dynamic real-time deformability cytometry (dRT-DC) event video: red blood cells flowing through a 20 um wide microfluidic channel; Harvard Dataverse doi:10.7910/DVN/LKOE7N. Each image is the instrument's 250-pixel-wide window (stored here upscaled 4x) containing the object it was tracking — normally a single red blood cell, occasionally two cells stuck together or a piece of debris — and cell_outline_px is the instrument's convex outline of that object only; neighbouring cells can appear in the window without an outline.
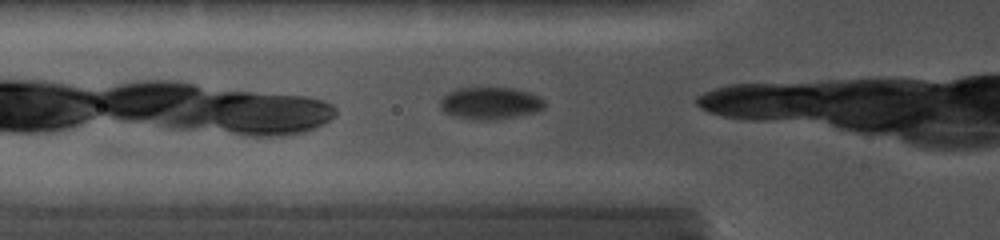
{"species": "common noctule bat (a hibernating species)", "species_latin": "Nyctalus noctula", "temperature_condition": "cold", "stored_images_in_passage": 6, "camera_frame_rate_fps": 5000, "um_per_image_px": 0.085, "animal": {"sex": "female", "body_mass_g": 19.0, "forearm_length_mm": 56.7}, "frame": {"image": 1, "passage_image": 2, "time_ms": 0.6, "image_size_px": [1000, 240], "cell_outline_px": [[544, 108], [536, 112], [516, 116], [492, 120], [472, 120], [452, 116], [444, 112], [440, 108], [440, 100], [448, 92], [456, 88], [512, 88], [528, 92], [540, 96], [544, 100]], "centroid_in_image_um": [41.64, 8.78], "position_along_channel_um": 84.2, "area_um2": 19.71}}